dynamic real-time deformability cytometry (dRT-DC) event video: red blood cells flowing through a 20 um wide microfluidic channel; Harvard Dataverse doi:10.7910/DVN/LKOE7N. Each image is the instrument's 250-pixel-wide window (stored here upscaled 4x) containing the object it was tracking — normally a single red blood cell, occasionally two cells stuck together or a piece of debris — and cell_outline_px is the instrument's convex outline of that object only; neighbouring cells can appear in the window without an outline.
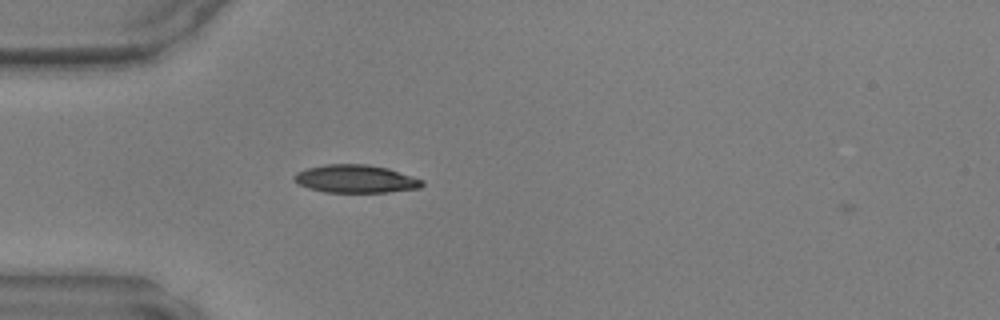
{"species": "common noctule bat (a hibernating species)", "species_latin": "Nyctalus noctula", "temperature_condition": "warm", "stored_images_in_passage": 2, "camera_frame_rate_fps": 3000, "um_per_image_px": 0.085, "animal": {"sex": "male", "body_mass_g": 17.9, "forearm_length_mm": 54.2}, "frame": {"image": 1, "passage_image": 1, "time_ms": 0.0, "image_size_px": [1000, 320], "cell_outline_px": [[424, 184], [420, 188], [388, 192], [324, 192], [308, 188], [296, 184], [292, 180], [292, 176], [296, 172], [308, 168], [324, 164], [368, 164], [388, 168], [424, 180]], "centroid_in_image_um": [30.19, 15.2], "position_along_channel_um": 54.8, "area_um2": 21.1}}